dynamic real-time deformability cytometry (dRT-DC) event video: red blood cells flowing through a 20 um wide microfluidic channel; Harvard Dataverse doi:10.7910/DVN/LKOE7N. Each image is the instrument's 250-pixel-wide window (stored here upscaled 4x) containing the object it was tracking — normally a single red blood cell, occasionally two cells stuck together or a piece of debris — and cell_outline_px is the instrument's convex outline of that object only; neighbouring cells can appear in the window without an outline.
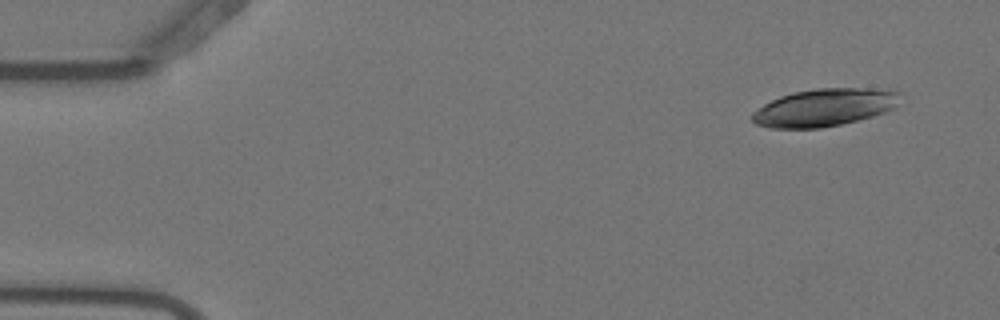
{"species": "Egyptian fruit bat (a non-hibernating species)", "species_latin": "Rousettus aegyptiacus", "temperature_condition": "warm", "stored_images_in_passage": 4, "camera_frame_rate_fps": 3000, "um_per_image_px": 0.085, "animal": {"sex": "female"}, "frame": {"image": 1, "passage_image": 1, "time_ms": 0.0, "image_size_px": [1000, 320], "cell_outline_px": [[900, 92], [896, 108], [872, 116], [840, 124], [820, 128], [768, 128], [756, 124], [752, 120], [752, 112], [764, 104], [780, 96], [792, 92], [816, 88], [888, 88]], "centroid_in_image_um": [70.08, 9.12], "position_along_channel_um": 14.9, "area_um2": 32.54}}